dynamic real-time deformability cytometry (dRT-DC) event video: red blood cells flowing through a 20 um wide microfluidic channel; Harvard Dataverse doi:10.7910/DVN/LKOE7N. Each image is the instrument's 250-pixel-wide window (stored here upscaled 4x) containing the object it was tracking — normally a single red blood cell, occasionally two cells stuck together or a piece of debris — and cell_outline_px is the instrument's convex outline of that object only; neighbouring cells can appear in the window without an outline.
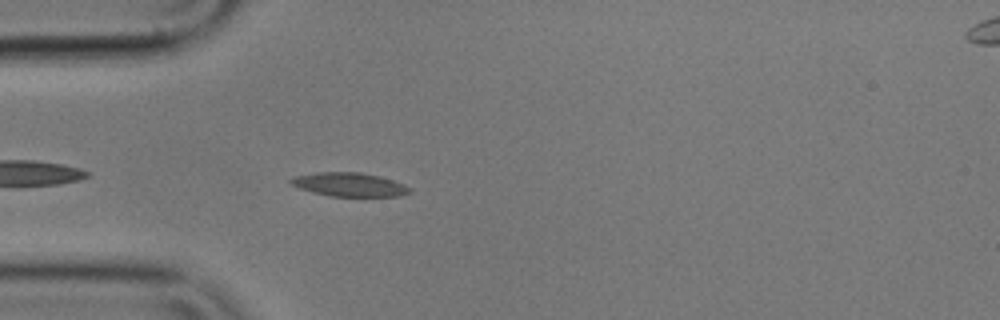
{"species": "common noctule bat (a hibernating species)", "species_latin": "Nyctalus noctula", "temperature_condition": "cold", "stored_images_in_passage": 44, "camera_frame_rate_fps": 3000, "um_per_image_px": 0.085, "animal": {"sex": "male", "body_mass_g": 17.9}, "frame": {"image": 1, "passage_image": 4, "time_ms": 1.0, "image_size_px": [1000, 320], "cell_outline_px": [[412, 192], [400, 196], [328, 196], [312, 192], [300, 188], [292, 184], [288, 180], [296, 176], [316, 172], [360, 172], [380, 176], [404, 184], [412, 188]], "centroid_in_image_um": [29.73, 15.69], "position_along_channel_um": 55.3, "area_um2": 16.47}}
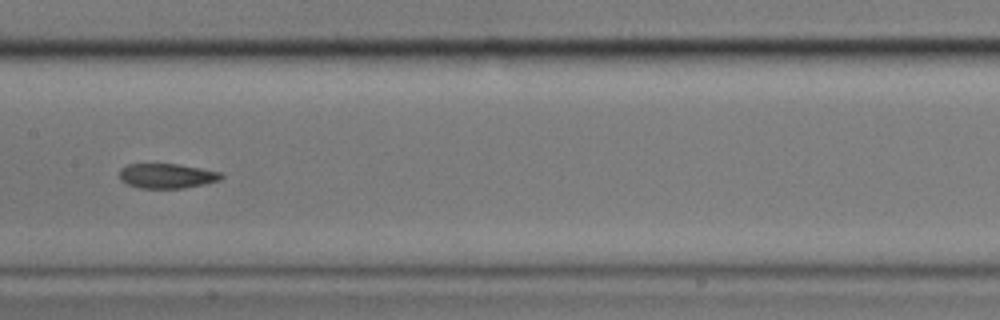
{"frame": {"image": 2, "passage_image": 16, "time_ms": 5.0, "image_size_px": [1000, 320], "cell_outline_px": [[224, 176], [220, 180], [204, 184], [184, 188], [140, 188], [128, 184], [120, 180], [120, 168], [128, 164], [180, 164], [220, 172]], "centroid_in_image_um": [14.18, 14.95], "position_along_channel_um": 193.2, "area_um2": 14.68}}
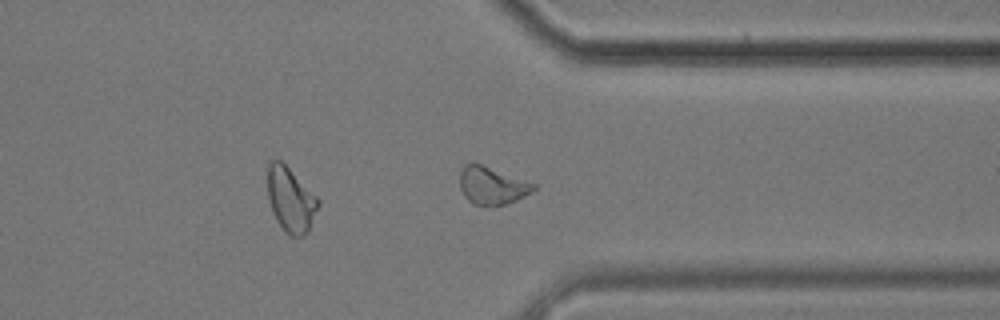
{"frame": {"image": 3, "passage_image": 31, "time_ms": 10.0, "image_size_px": [1000, 320], "cell_outline_px": [[536, 188], [524, 196], [516, 200], [504, 204], [472, 204], [464, 196], [460, 188], [460, 172], [464, 164], [480, 164], [536, 184]], "centroid_in_image_um": [41.8, 15.77], "position_along_channel_um": 369.6, "area_um2": 15.66}, "authors_computed_cell_mechanics": {"area_um2": 15.6638, "velocity_mm_per_s": 3.5588, "shape_relaxation_time_tau1_ms": null, "shape_relaxation_time_tau2_ms": 10.9092, "deformation_change_tau1": null, "deformation_change_tau2": 0.1601}}